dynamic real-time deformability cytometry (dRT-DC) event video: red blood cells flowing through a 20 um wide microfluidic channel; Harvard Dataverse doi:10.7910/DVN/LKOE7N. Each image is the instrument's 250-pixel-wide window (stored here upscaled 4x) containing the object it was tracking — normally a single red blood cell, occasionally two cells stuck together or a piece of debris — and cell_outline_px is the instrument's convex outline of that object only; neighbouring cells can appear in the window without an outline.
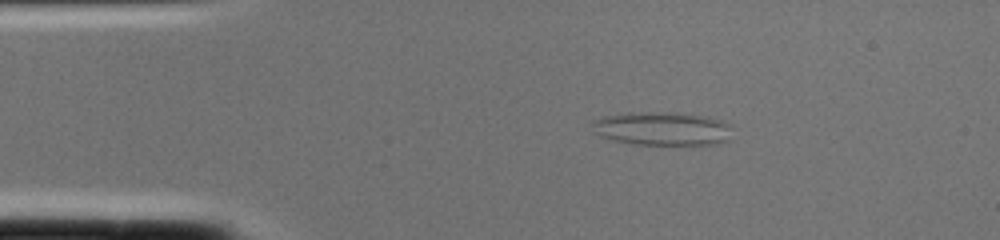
{"species": "common noctule bat (a hibernating species)", "species_latin": "Nyctalus noctula", "temperature_condition": "cold", "stored_images_in_passage": 1, "camera_frame_rate_fps": 3000, "um_per_image_px": 0.085, "animal": {"sex": "female", "body_mass_g": 22.0, "forearm_length_mm": 56.7}, "frame": {"image": 1, "passage_image": 1, "time_ms": 0.0, "image_size_px": [1000, 240], "cell_outline_px": [[732, 124], [728, 140], [716, 144], [636, 144], [616, 140], [600, 136], [596, 132], [588, 120], [604, 116], [628, 112], [676, 112], [700, 116], [720, 120]], "centroid_in_image_um": [56.25, 10.91], "position_along_channel_um": 28.7, "area_um2": 27.34}}